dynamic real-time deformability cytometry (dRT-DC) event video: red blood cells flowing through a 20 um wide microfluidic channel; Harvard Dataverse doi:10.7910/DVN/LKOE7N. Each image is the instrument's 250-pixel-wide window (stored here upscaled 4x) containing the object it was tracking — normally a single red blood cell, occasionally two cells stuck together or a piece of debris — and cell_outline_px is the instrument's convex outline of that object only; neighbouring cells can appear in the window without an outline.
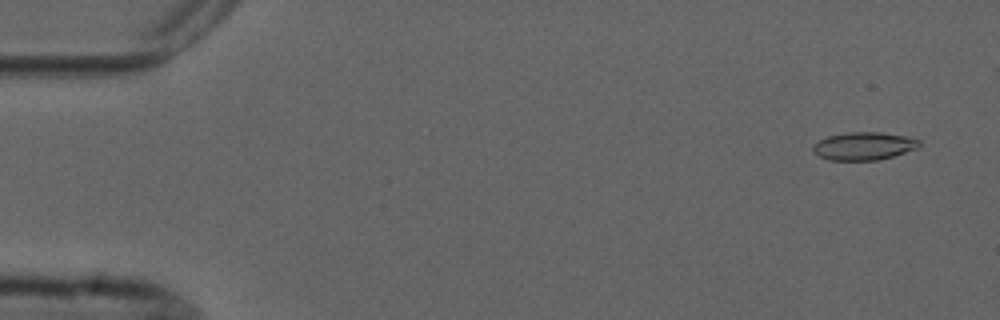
{"species": "common noctule bat (a hibernating species)", "species_latin": "Nyctalus noctula", "temperature_condition": "cold", "stored_images_in_passage": 9, "camera_frame_rate_fps": 3000, "um_per_image_px": 0.085, "animal": {"sex": "male", "forearm_length_mm": 52.5}, "frame": {"image": 1, "passage_image": 1, "time_ms": 0.0, "image_size_px": [1000, 320], "cell_outline_px": [[920, 144], [916, 148], [892, 156], [876, 160], [828, 160], [812, 152], [812, 144], [828, 136], [848, 132], [880, 132], [904, 136], [920, 140]], "centroid_in_image_um": [73.37, 12.41], "position_along_channel_um": 11.6, "area_um2": 17.11}}
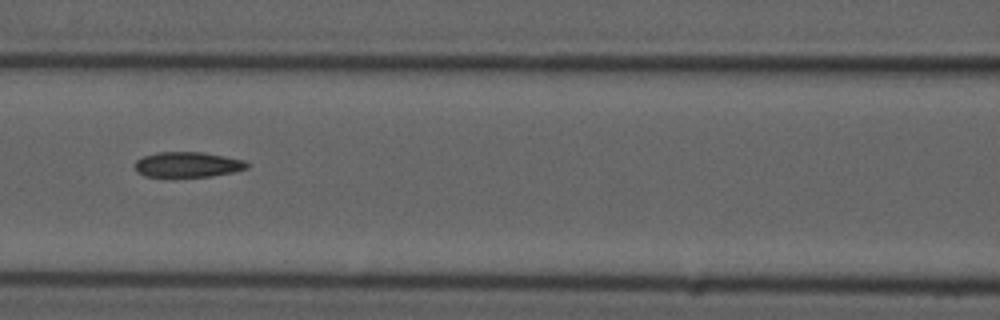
{"frame": {"image": 2, "passage_image": 7, "time_ms": 7.0, "image_size_px": [1000, 320], "cell_outline_px": [[248, 168], [232, 172], [212, 176], [144, 176], [136, 172], [136, 160], [144, 156], [160, 152], [204, 152], [244, 160], [248, 164]], "centroid_in_image_um": [15.96, 13.98], "position_along_channel_um": 150.6, "area_um2": 16.3}}
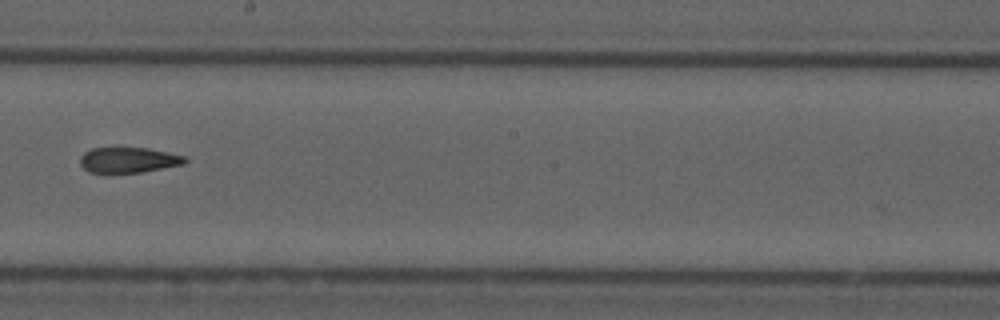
{"frame": {"image": 3, "passage_image": 9, "time_ms": 9.333, "image_size_px": [1000, 320], "cell_outline_px": [[188, 160], [184, 164], [140, 172], [112, 176], [104, 176], [88, 172], [80, 164], [80, 156], [84, 152], [92, 148], [148, 148], [168, 152], [184, 156]], "centroid_in_image_um": [10.84, 13.65], "position_along_channel_um": 237.4, "area_um2": 16.24}}